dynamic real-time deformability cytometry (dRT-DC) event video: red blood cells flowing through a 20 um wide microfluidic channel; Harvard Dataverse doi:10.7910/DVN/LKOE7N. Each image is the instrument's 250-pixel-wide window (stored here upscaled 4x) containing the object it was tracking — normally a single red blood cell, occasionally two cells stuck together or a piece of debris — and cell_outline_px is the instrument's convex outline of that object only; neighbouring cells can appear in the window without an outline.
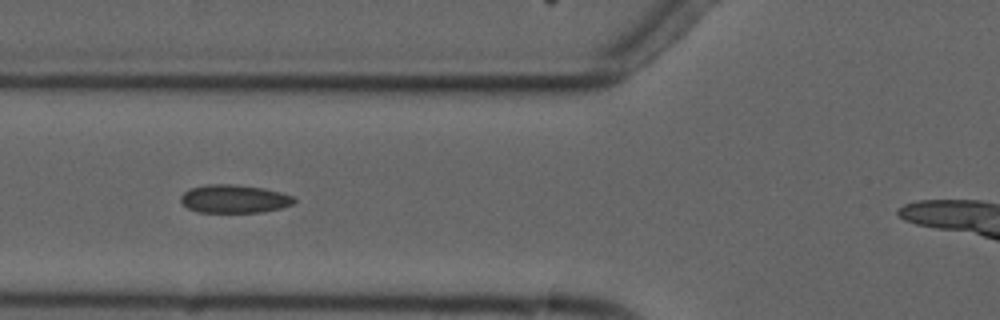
{"species": "common noctule bat (a hibernating species)", "species_latin": "Nyctalus noctula", "temperature_condition": "cold", "stored_images_in_passage": 10, "camera_frame_rate_fps": 3000, "um_per_image_px": 0.085, "animal": {"sex": "male", "forearm_length_mm": 52.5}, "frame": {"image": 1, "passage_image": 5, "time_ms": 5.667, "image_size_px": [1000, 320], "cell_outline_px": [[296, 200], [292, 204], [280, 208], [260, 212], [196, 212], [188, 208], [180, 200], [180, 196], [184, 192], [192, 188], [208, 184], [236, 184], [264, 188], [280, 192], [292, 196]], "centroid_in_image_um": [19.89, 16.9], "position_along_channel_um": 105.9, "area_um2": 18.55}}
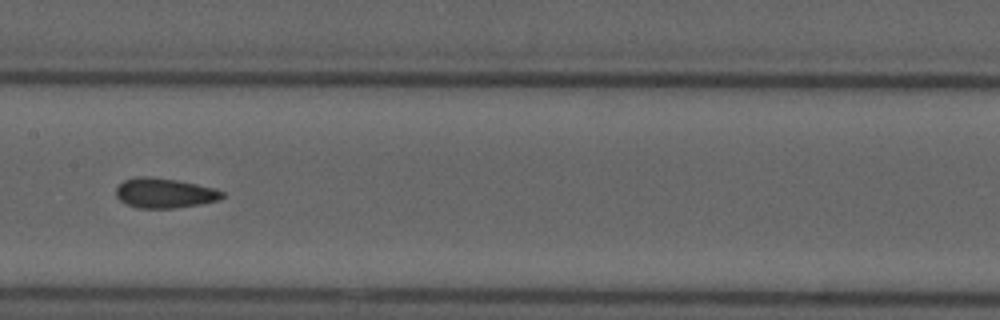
{"frame": {"image": 2, "passage_image": 7, "time_ms": 8.0, "image_size_px": [1000, 320], "cell_outline_px": [[224, 196], [220, 200], [200, 204], [172, 208], [136, 208], [120, 200], [116, 196], [116, 188], [124, 180], [136, 176], [148, 176], [176, 180], [216, 188], [224, 192]], "centroid_in_image_um": [13.99, 16.41], "position_along_channel_um": 193.4, "area_um2": 18.5}}
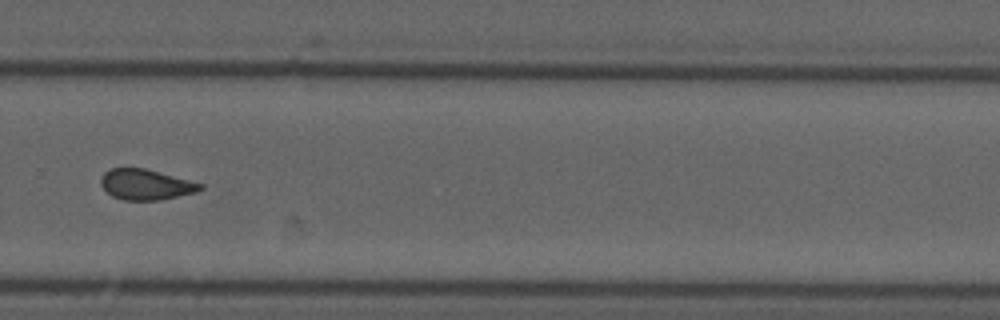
{"frame": {"image": 3, "passage_image": 10, "time_ms": 11.333, "image_size_px": [1000, 320], "cell_outline_px": [[204, 188], [196, 192], [160, 200], [124, 200], [112, 196], [100, 184], [100, 180], [104, 172], [112, 168], [144, 168], [204, 184]], "centroid_in_image_um": [12.4, 15.69], "position_along_channel_um": 317.4, "area_um2": 17.57}}